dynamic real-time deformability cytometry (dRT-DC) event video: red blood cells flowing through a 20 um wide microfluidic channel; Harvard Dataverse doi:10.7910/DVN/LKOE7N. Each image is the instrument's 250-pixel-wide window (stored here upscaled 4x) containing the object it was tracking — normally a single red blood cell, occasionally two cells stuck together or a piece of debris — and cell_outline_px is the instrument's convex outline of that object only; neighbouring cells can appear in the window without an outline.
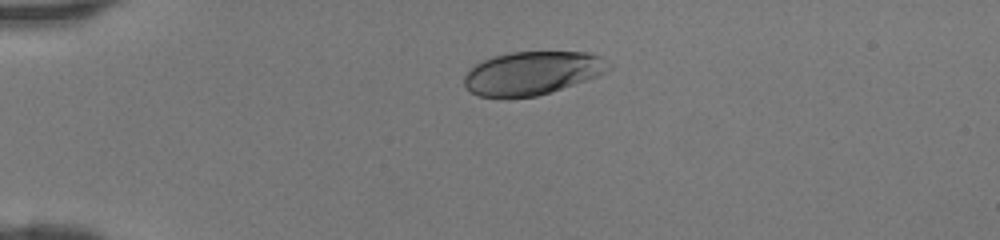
{"species": "human", "species_latin": "Homo sapiens", "temperature_condition": "room temperature", "stored_images_in_passage": 35, "camera_frame_rate_fps": 3000, "um_per_image_px": 0.085, "donor": {"sex": "female"}, "frame": {"image": 1, "passage_image": 1, "time_ms": 0.0, "image_size_px": [1000, 240], "cell_outline_px": [[612, 68], [596, 76], [536, 96], [480, 96], [464, 88], [464, 76], [476, 64], [484, 60], [496, 56], [512, 52], [588, 52], [600, 56], [612, 64]], "centroid_in_image_um": [45.25, 6.19], "position_along_channel_um": 39.7, "area_um2": 35.72}}
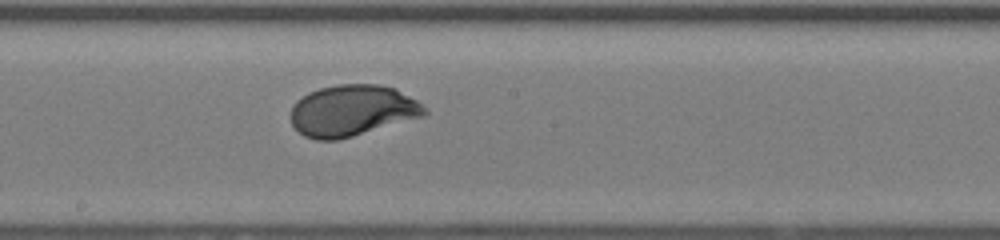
{"frame": {"image": 2, "passage_image": 16, "time_ms": 5.0, "image_size_px": [1000, 240], "cell_outline_px": [[428, 112], [424, 116], [352, 136], [336, 140], [316, 140], [304, 136], [292, 124], [288, 116], [296, 100], [308, 92], [320, 88], [336, 84], [380, 84], [396, 88], [424, 104], [428, 108]], "centroid_in_image_um": [29.94, 9.38], "position_along_channel_um": 218.3, "area_um2": 40.29}}
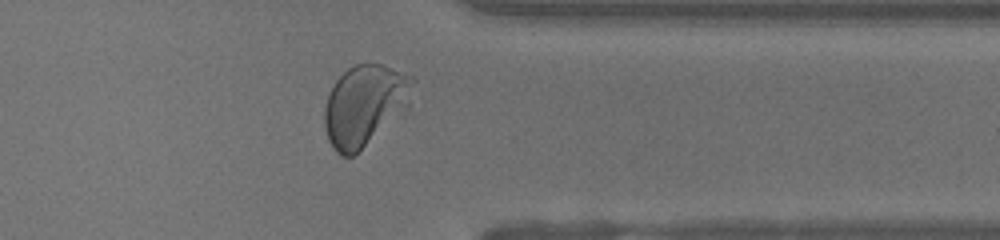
{"frame": {"image": 3, "passage_image": 27, "time_ms": 8.667, "image_size_px": [1000, 240], "cell_outline_px": [[416, 80], [364, 144], [352, 156], [340, 156], [336, 152], [328, 140], [324, 128], [324, 108], [328, 96], [336, 80], [348, 68], [356, 64], [380, 64], [416, 76]], "centroid_in_image_um": [30.77, 8.85], "position_along_channel_um": 380.6, "area_um2": 37.8}}